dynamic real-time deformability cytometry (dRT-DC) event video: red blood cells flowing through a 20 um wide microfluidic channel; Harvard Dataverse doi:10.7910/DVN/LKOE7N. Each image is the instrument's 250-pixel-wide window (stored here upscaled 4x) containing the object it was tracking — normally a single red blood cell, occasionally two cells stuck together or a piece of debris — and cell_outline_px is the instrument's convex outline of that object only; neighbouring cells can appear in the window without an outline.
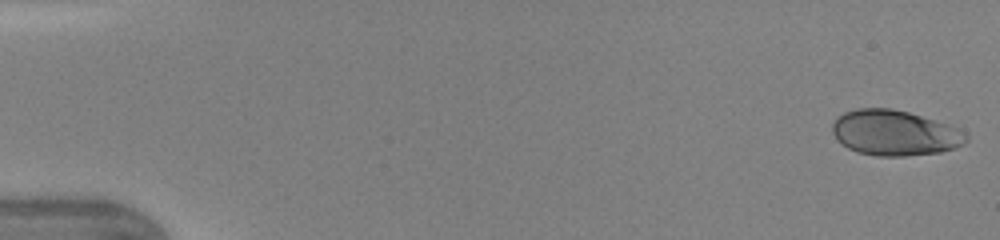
{"species": "human", "species_latin": "Homo sapiens", "temperature_condition": "warm", "stored_images_in_passage": 36, "camera_frame_rate_fps": 3000, "um_per_image_px": 0.085, "donor": {"sex": "female"}, "frame": {"image": 1, "passage_image": 1, "time_ms": 0.0, "image_size_px": [1000, 240], "cell_outline_px": [[968, 140], [964, 144], [956, 148], [940, 152], [904, 156], [880, 156], [856, 152], [848, 148], [832, 132], [832, 124], [836, 116], [844, 112], [856, 108], [892, 108], [908, 112], [948, 124], [964, 132], [968, 136]], "centroid_in_image_um": [76.05, 11.29], "position_along_channel_um": 9.0, "area_um2": 35.37}}
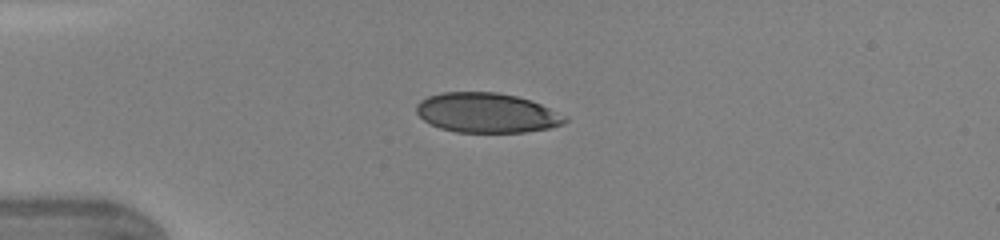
{"frame": {"image": 2, "passage_image": 12, "time_ms": 3.667, "image_size_px": [1000, 240], "cell_outline_px": [[568, 120], [564, 124], [548, 128], [524, 132], [456, 132], [440, 128], [424, 120], [416, 112], [416, 104], [420, 100], [428, 96], [444, 92], [496, 92], [516, 96], [540, 104], [568, 116]], "centroid_in_image_um": [41.38, 9.59], "position_along_channel_um": 43.6, "area_um2": 34.33}}
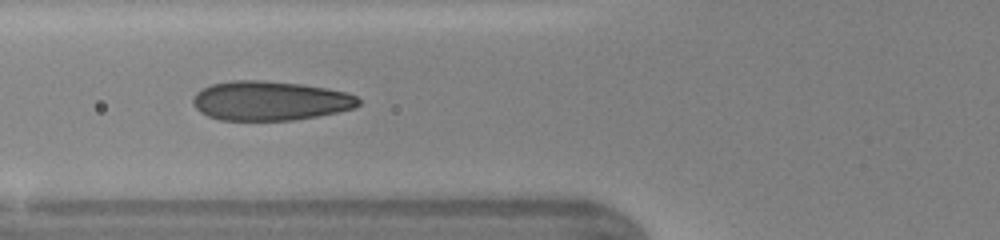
{"frame": {"image": 3, "passage_image": 18, "time_ms": 5.667, "image_size_px": [1000, 240], "cell_outline_px": [[360, 104], [356, 108], [316, 116], [292, 120], [220, 120], [208, 116], [200, 112], [192, 104], [192, 100], [196, 92], [212, 84], [232, 80], [260, 80], [300, 84], [328, 88], [348, 92], [356, 96], [360, 100]], "centroid_in_image_um": [22.96, 8.56], "position_along_channel_um": 102.8, "area_um2": 38.03}}